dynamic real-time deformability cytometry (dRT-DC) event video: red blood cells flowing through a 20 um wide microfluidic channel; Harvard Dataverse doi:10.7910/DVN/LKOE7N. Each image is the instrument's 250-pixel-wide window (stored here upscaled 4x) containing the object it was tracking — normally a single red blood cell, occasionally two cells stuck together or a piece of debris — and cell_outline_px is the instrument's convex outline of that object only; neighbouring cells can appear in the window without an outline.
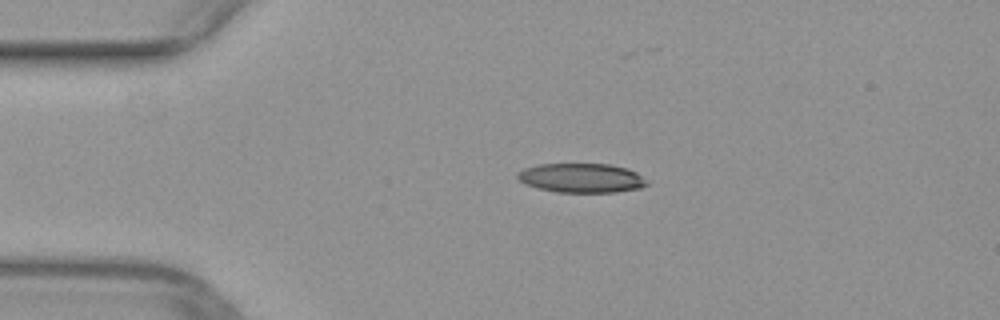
{"species": "common noctule bat (a hibernating species)", "species_latin": "Nyctalus noctula", "temperature_condition": "warm", "stored_images_in_passage": 43, "camera_frame_rate_fps": 3000, "um_per_image_px": 0.085, "animal": {"sex": "female", "body_mass_g": 29.2, "forearm_length_mm": 56.3}, "frame": {"image": 1, "passage_image": 4, "time_ms": 1.0, "image_size_px": [1000, 320], "cell_outline_px": [[648, 184], [640, 188], [616, 192], [556, 192], [536, 188], [524, 184], [516, 176], [524, 168], [540, 164], [612, 164], [628, 168], [636, 172], [648, 180]], "centroid_in_image_um": [49.45, 15.13], "position_along_channel_um": 35.6, "area_um2": 22.2}}
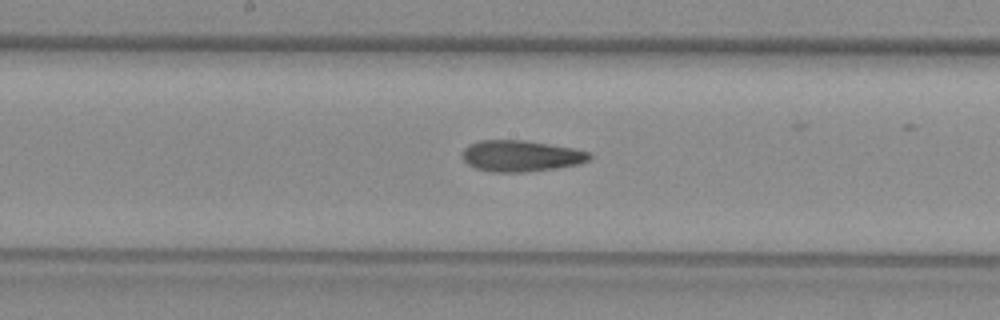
{"frame": {"image": 2, "passage_image": 19, "time_ms": 6.0, "image_size_px": [1000, 320], "cell_outline_px": [[592, 156], [588, 160], [580, 164], [524, 172], [492, 172], [476, 168], [468, 164], [460, 156], [460, 152], [468, 144], [480, 140], [524, 140], [572, 148], [592, 152]], "centroid_in_image_um": [44.24, 13.25], "position_along_channel_um": 204.0, "area_um2": 23.18}}
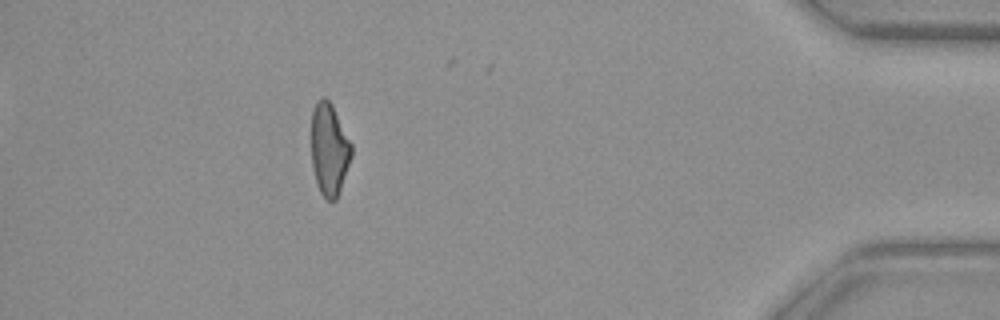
{"frame": {"image": 3, "passage_image": 38, "time_ms": 12.333, "image_size_px": [1000, 320], "cell_outline_px": [[352, 156], [340, 192], [336, 200], [324, 200], [316, 184], [312, 168], [312, 108], [316, 100], [324, 96], [332, 104], [352, 144]], "centroid_in_image_um": [27.99, 12.71], "position_along_channel_um": 407.2, "area_um2": 21.91}}